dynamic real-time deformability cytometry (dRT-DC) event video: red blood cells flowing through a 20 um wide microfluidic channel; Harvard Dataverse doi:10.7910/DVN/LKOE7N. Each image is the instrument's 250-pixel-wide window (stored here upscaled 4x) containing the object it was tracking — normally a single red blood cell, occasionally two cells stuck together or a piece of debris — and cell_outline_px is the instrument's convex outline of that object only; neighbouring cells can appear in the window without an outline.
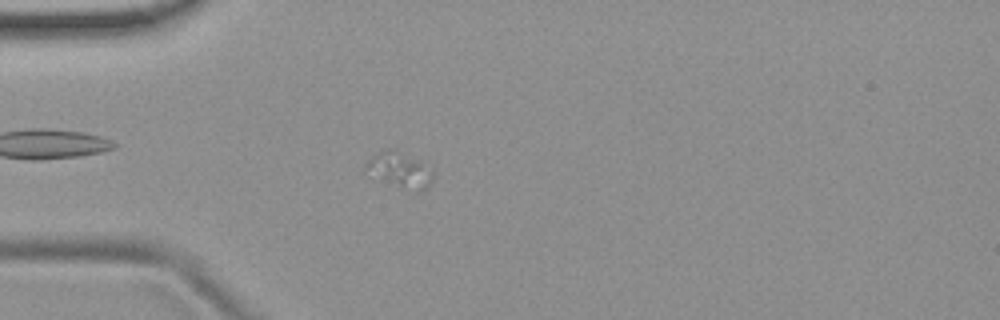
{"species": "common noctule bat (a hibernating species)", "species_latin": "Nyctalus noctula", "temperature_condition": "room temperature", "stored_images_in_passage": 5, "camera_frame_rate_fps": 3000, "um_per_image_px": 0.085, "animal": {"sex": "female", "body_mass_g": 19.9}, "frame": {"image": 1, "passage_image": 5, "time_ms": 5.333, "image_size_px": [1000, 320], "cell_outline_px": [[432, 180], [428, 188], [420, 192], [416, 192], [400, 188], [368, 176], [364, 172], [364, 164], [372, 156], [388, 148], [396, 148], [424, 160], [432, 168]], "centroid_in_image_um": [33.98, 14.44], "position_along_channel_um": 51.0, "area_um2": 14.91}}